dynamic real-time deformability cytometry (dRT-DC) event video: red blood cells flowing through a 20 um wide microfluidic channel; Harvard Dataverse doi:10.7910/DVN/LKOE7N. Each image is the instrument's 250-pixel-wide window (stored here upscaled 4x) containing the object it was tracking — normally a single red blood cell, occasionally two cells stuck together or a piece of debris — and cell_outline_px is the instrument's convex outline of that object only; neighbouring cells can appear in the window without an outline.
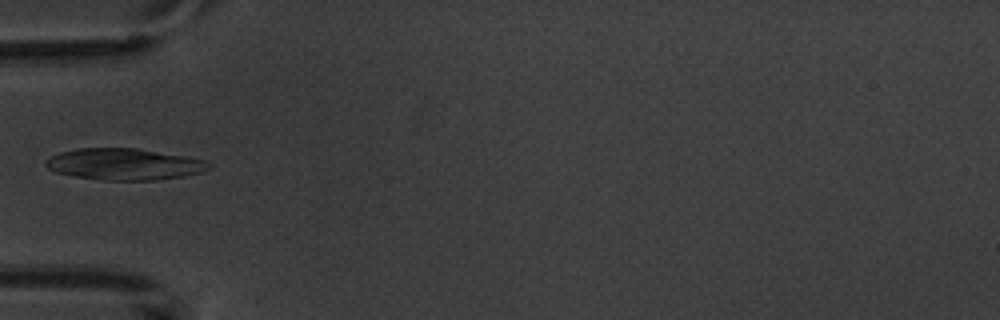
{"species": "common noctule bat (a hibernating species)", "species_latin": "Nyctalus noctula", "temperature_condition": "warm", "stored_images_in_passage": 7, "camera_frame_rate_fps": 3000, "um_per_image_px": 0.085, "animal": {"sex": "male", "body_mass_g": 20.1, "forearm_length_mm": 53.5}, "frame": {"image": 1, "passage_image": 6, "time_ms": 6.0, "image_size_px": [1000, 320], "cell_outline_px": [[212, 168], [200, 172], [184, 176], [156, 180], [104, 180], [76, 176], [56, 172], [48, 168], [44, 164], [52, 156], [60, 152], [80, 148], [136, 148], [184, 156], [204, 160], [212, 164]], "centroid_in_image_um": [10.59, 13.96], "position_along_channel_um": 74.4, "area_um2": 29.65}}